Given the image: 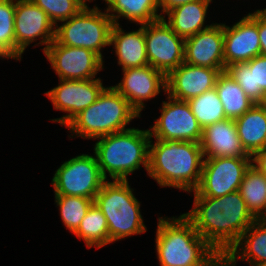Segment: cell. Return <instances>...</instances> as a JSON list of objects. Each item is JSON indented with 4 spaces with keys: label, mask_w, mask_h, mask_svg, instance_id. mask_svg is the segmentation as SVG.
Listing matches in <instances>:
<instances>
[{
    "label": "cell",
    "mask_w": 266,
    "mask_h": 266,
    "mask_svg": "<svg viewBox=\"0 0 266 266\" xmlns=\"http://www.w3.org/2000/svg\"><path fill=\"white\" fill-rule=\"evenodd\" d=\"M193 192V208L184 215L218 254H227L256 218L239 190L222 197H204Z\"/></svg>",
    "instance_id": "6da1fadb"
},
{
    "label": "cell",
    "mask_w": 266,
    "mask_h": 266,
    "mask_svg": "<svg viewBox=\"0 0 266 266\" xmlns=\"http://www.w3.org/2000/svg\"><path fill=\"white\" fill-rule=\"evenodd\" d=\"M155 140V144L153 140L149 143V177L159 186L194 191L200 183L204 160L200 143Z\"/></svg>",
    "instance_id": "7a4b0ae2"
},
{
    "label": "cell",
    "mask_w": 266,
    "mask_h": 266,
    "mask_svg": "<svg viewBox=\"0 0 266 266\" xmlns=\"http://www.w3.org/2000/svg\"><path fill=\"white\" fill-rule=\"evenodd\" d=\"M155 242L161 266H208L219 255L184 214L159 217Z\"/></svg>",
    "instance_id": "3957f363"
},
{
    "label": "cell",
    "mask_w": 266,
    "mask_h": 266,
    "mask_svg": "<svg viewBox=\"0 0 266 266\" xmlns=\"http://www.w3.org/2000/svg\"><path fill=\"white\" fill-rule=\"evenodd\" d=\"M94 145V155L106 180L127 181V176L143 165L148 172L149 129L130 128L121 132L101 136ZM108 173V175L106 174Z\"/></svg>",
    "instance_id": "277c9868"
},
{
    "label": "cell",
    "mask_w": 266,
    "mask_h": 266,
    "mask_svg": "<svg viewBox=\"0 0 266 266\" xmlns=\"http://www.w3.org/2000/svg\"><path fill=\"white\" fill-rule=\"evenodd\" d=\"M140 117L130 103L113 87H105L97 100L76 115L67 125L72 134L86 139L121 132Z\"/></svg>",
    "instance_id": "5b68a950"
},
{
    "label": "cell",
    "mask_w": 266,
    "mask_h": 266,
    "mask_svg": "<svg viewBox=\"0 0 266 266\" xmlns=\"http://www.w3.org/2000/svg\"><path fill=\"white\" fill-rule=\"evenodd\" d=\"M133 191L128 180H107L96 194L94 203L107 219L111 243L147 231Z\"/></svg>",
    "instance_id": "8992f818"
},
{
    "label": "cell",
    "mask_w": 266,
    "mask_h": 266,
    "mask_svg": "<svg viewBox=\"0 0 266 266\" xmlns=\"http://www.w3.org/2000/svg\"><path fill=\"white\" fill-rule=\"evenodd\" d=\"M95 5H85L77 14L55 27V41L70 47L87 48L97 53L102 59L101 49L110 46V33L113 20L107 12Z\"/></svg>",
    "instance_id": "52a82bcc"
},
{
    "label": "cell",
    "mask_w": 266,
    "mask_h": 266,
    "mask_svg": "<svg viewBox=\"0 0 266 266\" xmlns=\"http://www.w3.org/2000/svg\"><path fill=\"white\" fill-rule=\"evenodd\" d=\"M107 180L96 156L81 154L65 161L52 178L55 195L80 196L95 200Z\"/></svg>",
    "instance_id": "ba28073f"
},
{
    "label": "cell",
    "mask_w": 266,
    "mask_h": 266,
    "mask_svg": "<svg viewBox=\"0 0 266 266\" xmlns=\"http://www.w3.org/2000/svg\"><path fill=\"white\" fill-rule=\"evenodd\" d=\"M252 157L204 158L200 183L195 191L204 197H222L239 190Z\"/></svg>",
    "instance_id": "9c48e42d"
},
{
    "label": "cell",
    "mask_w": 266,
    "mask_h": 266,
    "mask_svg": "<svg viewBox=\"0 0 266 266\" xmlns=\"http://www.w3.org/2000/svg\"><path fill=\"white\" fill-rule=\"evenodd\" d=\"M145 43L149 65L165 76L184 62L185 39L163 19L145 24Z\"/></svg>",
    "instance_id": "30bf717a"
},
{
    "label": "cell",
    "mask_w": 266,
    "mask_h": 266,
    "mask_svg": "<svg viewBox=\"0 0 266 266\" xmlns=\"http://www.w3.org/2000/svg\"><path fill=\"white\" fill-rule=\"evenodd\" d=\"M168 102L163 101L161 115L155 119V124L150 127L151 138L162 141L180 140L200 143L202 128L192 114L187 101H181L167 96Z\"/></svg>",
    "instance_id": "8fae6325"
},
{
    "label": "cell",
    "mask_w": 266,
    "mask_h": 266,
    "mask_svg": "<svg viewBox=\"0 0 266 266\" xmlns=\"http://www.w3.org/2000/svg\"><path fill=\"white\" fill-rule=\"evenodd\" d=\"M44 54L61 80L95 79L103 69V59L87 48L64 46L54 40Z\"/></svg>",
    "instance_id": "7c38bea8"
},
{
    "label": "cell",
    "mask_w": 266,
    "mask_h": 266,
    "mask_svg": "<svg viewBox=\"0 0 266 266\" xmlns=\"http://www.w3.org/2000/svg\"><path fill=\"white\" fill-rule=\"evenodd\" d=\"M59 80L60 84L45 94L51 100L54 109L67 112V115L51 119L63 126H66L76 115L94 103L105 88L100 78Z\"/></svg>",
    "instance_id": "4fadbf2b"
},
{
    "label": "cell",
    "mask_w": 266,
    "mask_h": 266,
    "mask_svg": "<svg viewBox=\"0 0 266 266\" xmlns=\"http://www.w3.org/2000/svg\"><path fill=\"white\" fill-rule=\"evenodd\" d=\"M14 29L16 46L22 53L37 38L42 39L37 44L46 45L43 52L55 39V25L31 0H15Z\"/></svg>",
    "instance_id": "5bb4252c"
},
{
    "label": "cell",
    "mask_w": 266,
    "mask_h": 266,
    "mask_svg": "<svg viewBox=\"0 0 266 266\" xmlns=\"http://www.w3.org/2000/svg\"><path fill=\"white\" fill-rule=\"evenodd\" d=\"M225 67L247 62L261 54L258 10L249 13L232 27L223 24Z\"/></svg>",
    "instance_id": "9a60e30c"
},
{
    "label": "cell",
    "mask_w": 266,
    "mask_h": 266,
    "mask_svg": "<svg viewBox=\"0 0 266 266\" xmlns=\"http://www.w3.org/2000/svg\"><path fill=\"white\" fill-rule=\"evenodd\" d=\"M139 113L145 108L143 101L166 92V76L151 65L123 70V79L113 86Z\"/></svg>",
    "instance_id": "2e32d148"
},
{
    "label": "cell",
    "mask_w": 266,
    "mask_h": 266,
    "mask_svg": "<svg viewBox=\"0 0 266 266\" xmlns=\"http://www.w3.org/2000/svg\"><path fill=\"white\" fill-rule=\"evenodd\" d=\"M220 69L194 66L183 62L166 76V92L168 96L188 101L215 87Z\"/></svg>",
    "instance_id": "e0dca14e"
},
{
    "label": "cell",
    "mask_w": 266,
    "mask_h": 266,
    "mask_svg": "<svg viewBox=\"0 0 266 266\" xmlns=\"http://www.w3.org/2000/svg\"><path fill=\"white\" fill-rule=\"evenodd\" d=\"M223 23L185 39L184 62L225 71Z\"/></svg>",
    "instance_id": "ac0fdd59"
},
{
    "label": "cell",
    "mask_w": 266,
    "mask_h": 266,
    "mask_svg": "<svg viewBox=\"0 0 266 266\" xmlns=\"http://www.w3.org/2000/svg\"><path fill=\"white\" fill-rule=\"evenodd\" d=\"M203 157H251L238 137L235 120L224 119L202 130Z\"/></svg>",
    "instance_id": "d6986e66"
},
{
    "label": "cell",
    "mask_w": 266,
    "mask_h": 266,
    "mask_svg": "<svg viewBox=\"0 0 266 266\" xmlns=\"http://www.w3.org/2000/svg\"><path fill=\"white\" fill-rule=\"evenodd\" d=\"M114 46L118 65L122 70L149 65L145 43V24L136 31L124 32L119 24H113L110 46Z\"/></svg>",
    "instance_id": "ffe728a7"
},
{
    "label": "cell",
    "mask_w": 266,
    "mask_h": 266,
    "mask_svg": "<svg viewBox=\"0 0 266 266\" xmlns=\"http://www.w3.org/2000/svg\"><path fill=\"white\" fill-rule=\"evenodd\" d=\"M225 72L235 80L255 104H260L266 92V55H258L247 62L225 67Z\"/></svg>",
    "instance_id": "44dd1931"
},
{
    "label": "cell",
    "mask_w": 266,
    "mask_h": 266,
    "mask_svg": "<svg viewBox=\"0 0 266 266\" xmlns=\"http://www.w3.org/2000/svg\"><path fill=\"white\" fill-rule=\"evenodd\" d=\"M210 2L212 0H197L176 6L165 13L168 15L167 21L164 16L162 19L177 35L187 39L213 25L204 27Z\"/></svg>",
    "instance_id": "7402d4cb"
},
{
    "label": "cell",
    "mask_w": 266,
    "mask_h": 266,
    "mask_svg": "<svg viewBox=\"0 0 266 266\" xmlns=\"http://www.w3.org/2000/svg\"><path fill=\"white\" fill-rule=\"evenodd\" d=\"M227 255L234 262L240 259L246 260L251 266H265L266 219H256Z\"/></svg>",
    "instance_id": "603a6c76"
},
{
    "label": "cell",
    "mask_w": 266,
    "mask_h": 266,
    "mask_svg": "<svg viewBox=\"0 0 266 266\" xmlns=\"http://www.w3.org/2000/svg\"><path fill=\"white\" fill-rule=\"evenodd\" d=\"M235 124L242 146L251 157L266 148V109L261 104H254L235 119Z\"/></svg>",
    "instance_id": "cb8c5ba5"
},
{
    "label": "cell",
    "mask_w": 266,
    "mask_h": 266,
    "mask_svg": "<svg viewBox=\"0 0 266 266\" xmlns=\"http://www.w3.org/2000/svg\"><path fill=\"white\" fill-rule=\"evenodd\" d=\"M103 1L108 5L105 12H107L114 24H119L118 19L120 17H124L125 20L128 19V21H133L137 24L139 23L140 25L155 22L163 17L162 13L158 14L160 10L158 0Z\"/></svg>",
    "instance_id": "d4e9b609"
},
{
    "label": "cell",
    "mask_w": 266,
    "mask_h": 266,
    "mask_svg": "<svg viewBox=\"0 0 266 266\" xmlns=\"http://www.w3.org/2000/svg\"><path fill=\"white\" fill-rule=\"evenodd\" d=\"M215 89L227 119L235 120L241 117L255 104L225 71L218 75Z\"/></svg>",
    "instance_id": "484cf974"
},
{
    "label": "cell",
    "mask_w": 266,
    "mask_h": 266,
    "mask_svg": "<svg viewBox=\"0 0 266 266\" xmlns=\"http://www.w3.org/2000/svg\"><path fill=\"white\" fill-rule=\"evenodd\" d=\"M239 192L256 219H266V175L254 165L246 170Z\"/></svg>",
    "instance_id": "4316f807"
},
{
    "label": "cell",
    "mask_w": 266,
    "mask_h": 266,
    "mask_svg": "<svg viewBox=\"0 0 266 266\" xmlns=\"http://www.w3.org/2000/svg\"><path fill=\"white\" fill-rule=\"evenodd\" d=\"M83 239L88 248H101L111 243L107 219L94 203L80 222L78 229L73 233Z\"/></svg>",
    "instance_id": "83f0119b"
},
{
    "label": "cell",
    "mask_w": 266,
    "mask_h": 266,
    "mask_svg": "<svg viewBox=\"0 0 266 266\" xmlns=\"http://www.w3.org/2000/svg\"><path fill=\"white\" fill-rule=\"evenodd\" d=\"M187 102L202 129L226 119L222 102L218 97L215 87L189 99Z\"/></svg>",
    "instance_id": "f1b7e54d"
},
{
    "label": "cell",
    "mask_w": 266,
    "mask_h": 266,
    "mask_svg": "<svg viewBox=\"0 0 266 266\" xmlns=\"http://www.w3.org/2000/svg\"><path fill=\"white\" fill-rule=\"evenodd\" d=\"M15 0H0V57L20 60L23 54L16 46Z\"/></svg>",
    "instance_id": "f546056e"
},
{
    "label": "cell",
    "mask_w": 266,
    "mask_h": 266,
    "mask_svg": "<svg viewBox=\"0 0 266 266\" xmlns=\"http://www.w3.org/2000/svg\"><path fill=\"white\" fill-rule=\"evenodd\" d=\"M55 202L59 206L63 224L74 233L89 208L94 204L93 199L80 196L55 195Z\"/></svg>",
    "instance_id": "4dcf8cb0"
},
{
    "label": "cell",
    "mask_w": 266,
    "mask_h": 266,
    "mask_svg": "<svg viewBox=\"0 0 266 266\" xmlns=\"http://www.w3.org/2000/svg\"><path fill=\"white\" fill-rule=\"evenodd\" d=\"M50 18L55 27L77 14L86 4L85 0H31Z\"/></svg>",
    "instance_id": "1f68e13d"
},
{
    "label": "cell",
    "mask_w": 266,
    "mask_h": 266,
    "mask_svg": "<svg viewBox=\"0 0 266 266\" xmlns=\"http://www.w3.org/2000/svg\"><path fill=\"white\" fill-rule=\"evenodd\" d=\"M258 33L261 54L266 55V8L263 10H258Z\"/></svg>",
    "instance_id": "d6a6232c"
},
{
    "label": "cell",
    "mask_w": 266,
    "mask_h": 266,
    "mask_svg": "<svg viewBox=\"0 0 266 266\" xmlns=\"http://www.w3.org/2000/svg\"><path fill=\"white\" fill-rule=\"evenodd\" d=\"M252 157V165L256 167L262 174L266 175V148L257 151Z\"/></svg>",
    "instance_id": "836d02e7"
},
{
    "label": "cell",
    "mask_w": 266,
    "mask_h": 266,
    "mask_svg": "<svg viewBox=\"0 0 266 266\" xmlns=\"http://www.w3.org/2000/svg\"><path fill=\"white\" fill-rule=\"evenodd\" d=\"M197 0H158L159 9H161L164 14L175 8L176 6L186 4L188 2H195Z\"/></svg>",
    "instance_id": "e575fe53"
},
{
    "label": "cell",
    "mask_w": 266,
    "mask_h": 266,
    "mask_svg": "<svg viewBox=\"0 0 266 266\" xmlns=\"http://www.w3.org/2000/svg\"><path fill=\"white\" fill-rule=\"evenodd\" d=\"M208 266H236L227 254H219Z\"/></svg>",
    "instance_id": "d590c367"
},
{
    "label": "cell",
    "mask_w": 266,
    "mask_h": 266,
    "mask_svg": "<svg viewBox=\"0 0 266 266\" xmlns=\"http://www.w3.org/2000/svg\"><path fill=\"white\" fill-rule=\"evenodd\" d=\"M260 104L266 109V92H265L264 98H263V100L261 101Z\"/></svg>",
    "instance_id": "8d00e7d4"
}]
</instances>
